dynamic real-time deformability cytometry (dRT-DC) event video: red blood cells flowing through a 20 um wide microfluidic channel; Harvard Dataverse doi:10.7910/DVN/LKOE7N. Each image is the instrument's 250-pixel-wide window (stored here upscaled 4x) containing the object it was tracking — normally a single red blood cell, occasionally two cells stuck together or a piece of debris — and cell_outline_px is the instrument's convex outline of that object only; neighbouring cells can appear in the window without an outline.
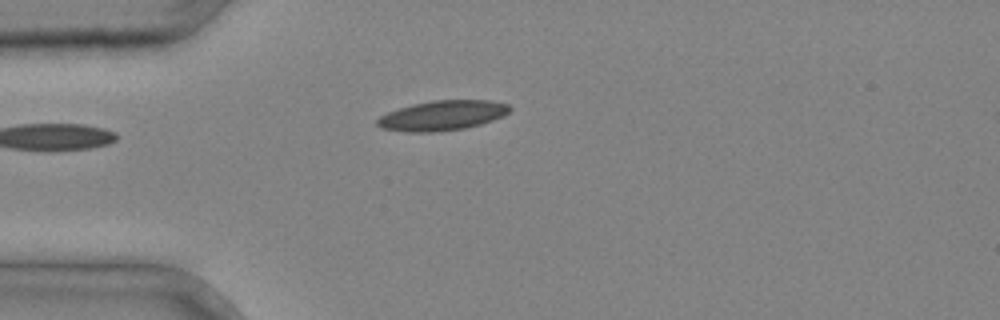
{"species": "common noctule bat (a hibernating species)", "species_latin": "Nyctalus noctula", "temperature_condition": "cold", "stored_images_in_passage": 3, "camera_frame_rate_fps": 3000, "um_per_image_px": 0.085, "animal": {"sex": "male", "body_mass_g": 20.4}, "frame": {"image": 1, "passage_image": 3, "time_ms": 0.667, "image_size_px": [1000, 320], "cell_outline_px": [[512, 108], [504, 116], [480, 124], [464, 128], [432, 132], [408, 132], [380, 128], [376, 124], [376, 120], [380, 116], [388, 112], [412, 104], [432, 100], [492, 100], [508, 104]], "centroid_in_image_um": [37.6, 9.81], "position_along_channel_um": 47.4, "area_um2": 23.06}}